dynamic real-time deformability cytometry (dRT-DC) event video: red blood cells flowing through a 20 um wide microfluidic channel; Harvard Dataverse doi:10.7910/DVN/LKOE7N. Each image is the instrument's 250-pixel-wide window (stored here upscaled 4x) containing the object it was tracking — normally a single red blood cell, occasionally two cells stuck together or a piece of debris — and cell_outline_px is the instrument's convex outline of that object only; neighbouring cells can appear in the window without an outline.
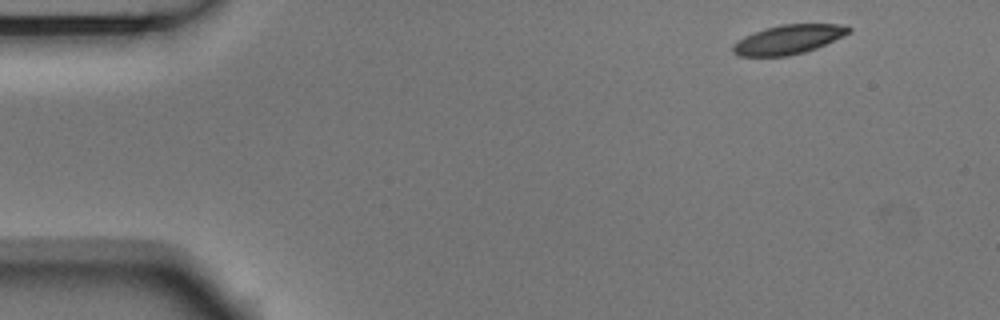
{"species": "Egyptian fruit bat (a non-hibernating species)", "species_latin": "Rousettus aegyptiacus", "temperature_condition": "room temperature", "stored_images_in_passage": 5, "camera_frame_rate_fps": 3000, "um_per_image_px": 0.085, "animal": {"sex": "male"}, "frame": {"image": 1, "passage_image": 1, "time_ms": 0.0, "image_size_px": [1000, 320], "cell_outline_px": [[852, 32], [844, 36], [816, 48], [804, 52], [788, 56], [736, 56], [732, 52], [732, 44], [736, 40], [744, 36], [764, 28], [780, 24], [840, 24], [852, 28]], "centroid_in_image_um": [66.98, 3.35], "position_along_channel_um": 18.0, "area_um2": 19.94}}
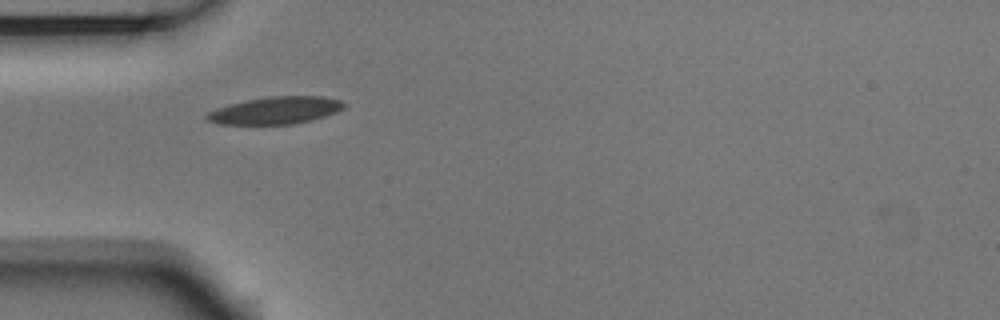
{"frame": {"image": 2, "passage_image": 4, "time_ms": 1.0, "image_size_px": [1000, 320], "cell_outline_px": [[344, 108], [336, 112], [312, 120], [292, 124], [220, 124], [204, 120], [204, 116], [208, 112], [216, 108], [228, 104], [268, 96], [320, 96], [340, 100], [344, 104]], "centroid_in_image_um": [23.37, 9.39], "position_along_channel_um": 61.6, "area_um2": 21.79}}
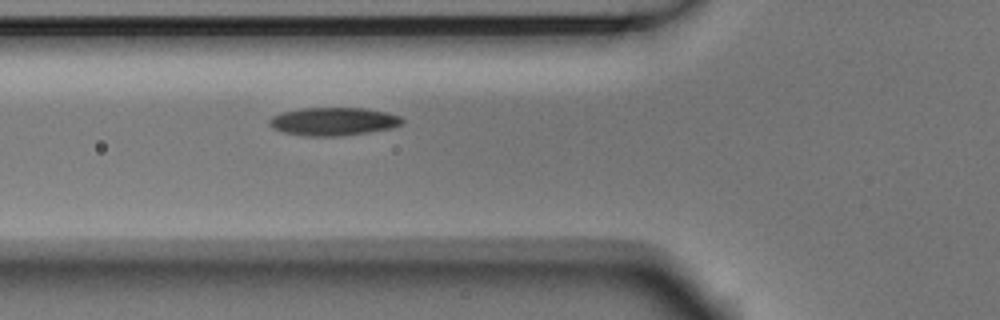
{"frame": {"image": 3, "passage_image": 5, "time_ms": 1.333, "image_size_px": [1000, 320], "cell_outline_px": [[404, 120], [400, 124], [392, 128], [368, 132], [340, 136], [304, 136], [284, 132], [272, 128], [268, 124], [268, 120], [272, 116], [284, 112], [300, 108], [364, 108], [388, 112], [400, 116]], "centroid_in_image_um": [28.33, 10.32], "position_along_channel_um": 97.5, "area_um2": 21.79}}